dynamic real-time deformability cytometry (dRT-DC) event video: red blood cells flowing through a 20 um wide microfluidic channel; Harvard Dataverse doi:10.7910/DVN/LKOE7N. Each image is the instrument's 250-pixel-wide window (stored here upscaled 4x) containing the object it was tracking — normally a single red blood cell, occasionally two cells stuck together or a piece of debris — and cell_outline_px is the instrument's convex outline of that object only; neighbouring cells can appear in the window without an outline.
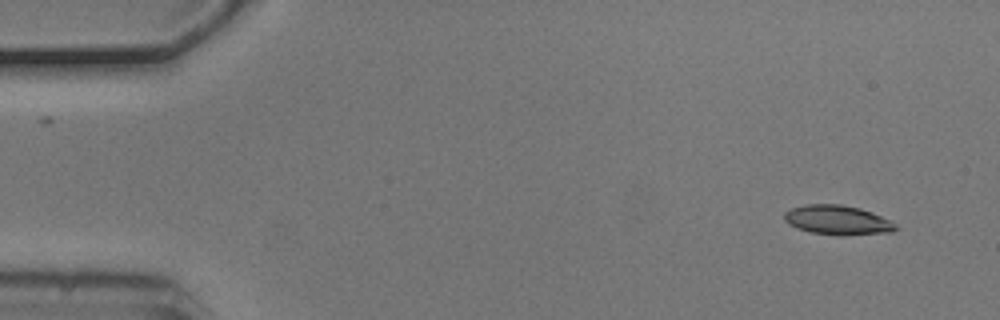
{"species": "common noctule bat (a hibernating species)", "species_latin": "Nyctalus noctula", "temperature_condition": "cold", "stored_images_in_passage": 2, "camera_frame_rate_fps": 3000, "um_per_image_px": 0.085, "animal": {"sex": "male", "body_mass_g": 20.5, "forearm_length_mm": 52.5}, "frame": {"image": 1, "passage_image": 2, "time_ms": 0.333, "image_size_px": [1000, 320], "cell_outline_px": [[900, 228], [892, 232], [840, 236], [812, 232], [796, 228], [788, 224], [784, 220], [784, 212], [792, 208], [804, 204], [840, 204], [860, 208], [872, 212], [892, 220]], "centroid_in_image_um": [71.22, 18.71], "position_along_channel_um": 13.8, "area_um2": 19.42}}